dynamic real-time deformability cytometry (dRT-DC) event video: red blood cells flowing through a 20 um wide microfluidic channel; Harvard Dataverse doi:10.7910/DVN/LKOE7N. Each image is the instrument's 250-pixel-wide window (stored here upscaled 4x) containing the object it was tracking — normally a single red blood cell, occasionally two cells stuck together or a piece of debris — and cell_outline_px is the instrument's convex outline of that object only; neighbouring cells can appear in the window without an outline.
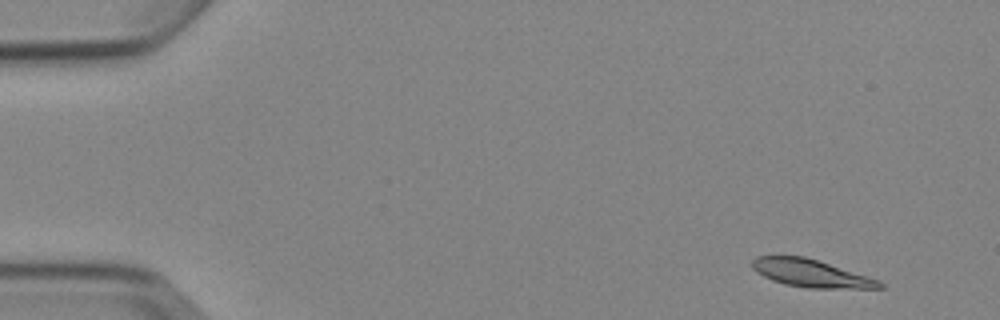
{"species": "Egyptian fruit bat (a non-hibernating species)", "species_latin": "Rousettus aegyptiacus", "temperature_condition": "cold", "stored_images_in_passage": 5, "camera_frame_rate_fps": 3000, "um_per_image_px": 0.085, "animal": {"sex": "female"}, "frame": {"image": 1, "passage_image": 1, "time_ms": 0.0, "image_size_px": [1000, 320], "cell_outline_px": [[884, 288], [808, 288], [784, 284], [772, 280], [756, 272], [752, 268], [752, 260], [756, 256], [804, 256], [868, 276], [880, 280], [884, 284]], "centroid_in_image_um": [68.93, 23.23], "position_along_channel_um": 16.1, "area_um2": 20.4}}